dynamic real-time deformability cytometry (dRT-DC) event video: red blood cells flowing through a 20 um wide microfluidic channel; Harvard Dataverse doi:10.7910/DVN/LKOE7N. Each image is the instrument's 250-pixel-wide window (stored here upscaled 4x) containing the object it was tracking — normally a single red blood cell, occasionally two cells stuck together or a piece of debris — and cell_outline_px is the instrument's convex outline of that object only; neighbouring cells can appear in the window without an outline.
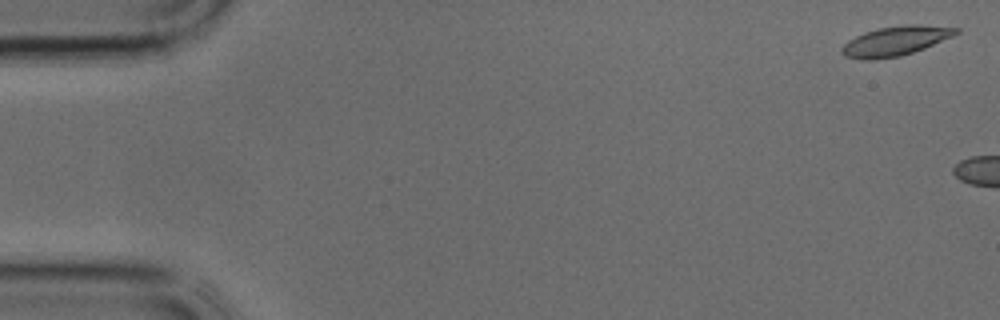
{"species": "common noctule bat (a hibernating species)", "species_latin": "Nyctalus noctula", "temperature_condition": "cold", "stored_images_in_passage": 4, "camera_frame_rate_fps": 3000, "um_per_image_px": 0.085, "animal": {"sex": "male", "body_mass_g": 17.9, "forearm_length_mm": 54.2}, "frame": {"image": 1, "passage_image": 1, "time_ms": 0.0, "image_size_px": [1000, 320], "cell_outline_px": [[960, 32], [952, 36], [924, 48], [900, 56], [876, 60], [860, 60], [844, 56], [840, 52], [840, 48], [848, 40], [864, 32], [880, 28], [904, 24], [916, 24], [960, 28]], "centroid_in_image_um": [76.07, 3.49], "position_along_channel_um": 8.9, "area_um2": 19.71}}